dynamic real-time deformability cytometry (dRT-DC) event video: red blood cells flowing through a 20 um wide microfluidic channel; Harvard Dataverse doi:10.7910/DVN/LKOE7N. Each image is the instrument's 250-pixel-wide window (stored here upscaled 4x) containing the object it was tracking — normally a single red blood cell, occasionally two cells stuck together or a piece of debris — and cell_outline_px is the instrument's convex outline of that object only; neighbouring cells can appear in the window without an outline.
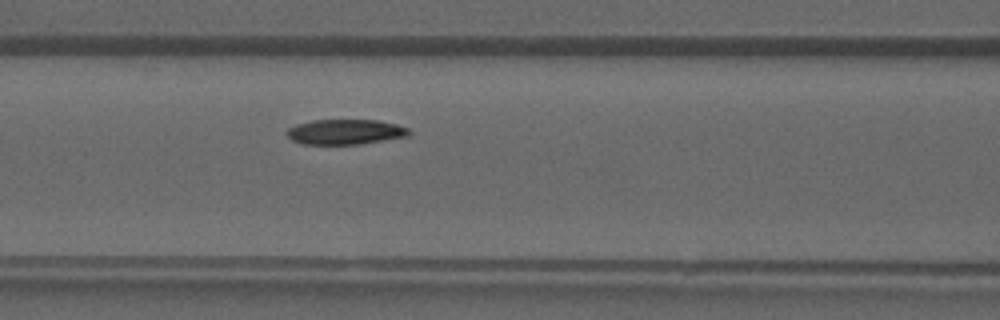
{"species": "common noctule bat (a hibernating species)", "species_latin": "Nyctalus noctula", "temperature_condition": "warm", "stored_images_in_passage": 37, "camera_frame_rate_fps": 3000, "um_per_image_px": 0.085, "animal": {"sex": "male", "forearm_length_mm": 52.5}, "frame": {"image": 1, "passage_image": 14, "time_ms": 4.333, "image_size_px": [1000, 320], "cell_outline_px": [[412, 132], [408, 136], [356, 144], [304, 144], [292, 140], [288, 136], [288, 128], [296, 124], [312, 120], [380, 120], [396, 124], [408, 128]], "centroid_in_image_um": [29.36, 11.2], "position_along_channel_um": 137.2, "area_um2": 17.74}}
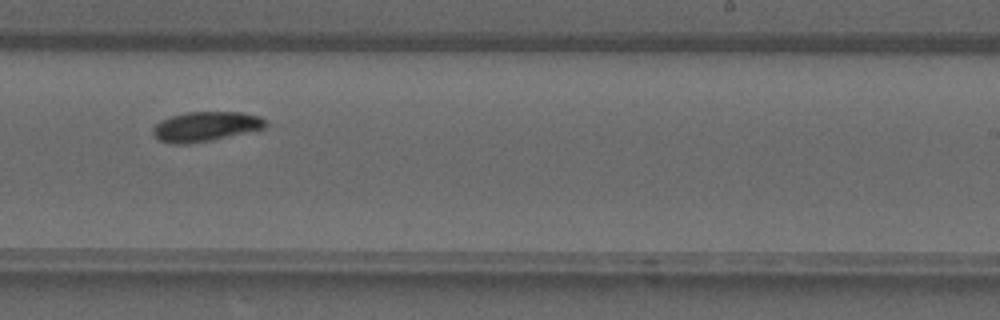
{"frame": {"image": 2, "passage_image": 22, "time_ms": 7.0, "image_size_px": [1000, 320], "cell_outline_px": [[268, 124], [264, 128], [208, 140], [188, 144], [172, 144], [160, 140], [152, 132], [152, 128], [160, 120], [184, 112], [244, 112], [260, 116], [268, 120]], "centroid_in_image_um": [17.48, 10.73], "position_along_channel_um": 271.5, "area_um2": 19.36}}
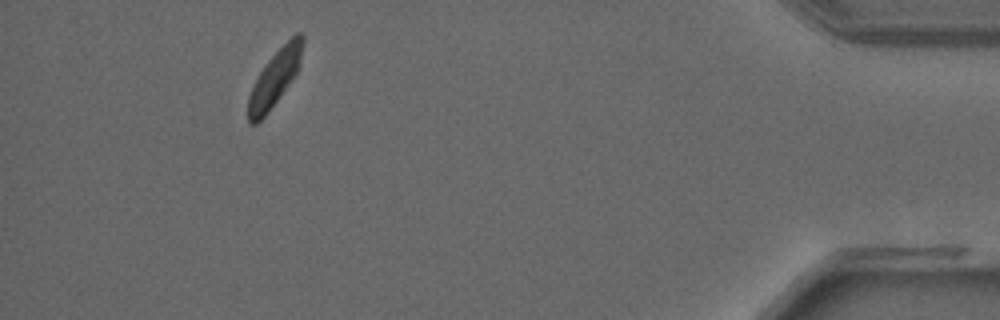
{"frame": {"image": 3, "passage_image": 34, "time_ms": 11.0, "image_size_px": [1000, 320], "cell_outline_px": [[304, 44], [300, 60], [296, 72], [288, 84], [268, 112], [256, 124], [248, 124], [248, 96], [260, 72], [268, 60], [296, 32], [304, 32]], "centroid_in_image_um": [23.36, 6.62], "position_along_channel_um": 411.8, "area_um2": 17.22}}